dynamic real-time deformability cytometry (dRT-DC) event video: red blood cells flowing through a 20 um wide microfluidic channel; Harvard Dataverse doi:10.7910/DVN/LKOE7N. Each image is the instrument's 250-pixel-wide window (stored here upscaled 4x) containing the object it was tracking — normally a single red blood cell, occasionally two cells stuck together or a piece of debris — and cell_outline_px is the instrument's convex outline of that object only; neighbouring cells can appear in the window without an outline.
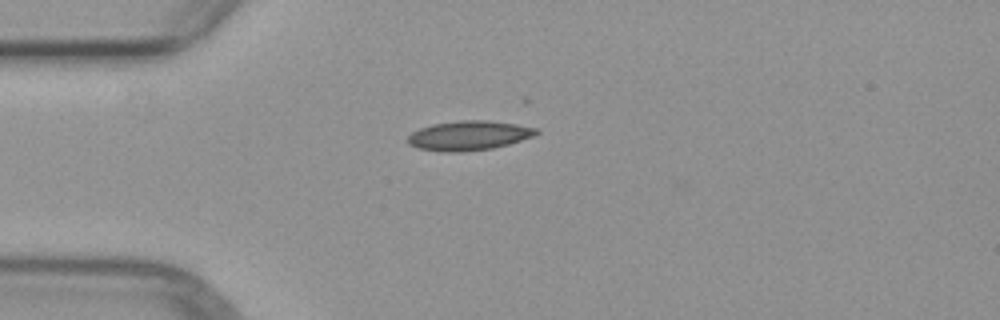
{"species": "common noctule bat (a hibernating species)", "species_latin": "Nyctalus noctula", "temperature_condition": "warm", "stored_images_in_passage": 1, "camera_frame_rate_fps": 3000, "um_per_image_px": 0.085, "animal": {"sex": "female", "body_mass_g": 29.2, "forearm_length_mm": 56.3}, "frame": {"image": 1, "passage_image": 1, "time_ms": 0.0, "image_size_px": [1000, 320], "cell_outline_px": [[540, 132], [532, 136], [508, 144], [492, 148], [460, 152], [444, 152], [416, 148], [408, 144], [408, 136], [412, 132], [420, 128], [432, 124], [460, 120], [488, 120], [516, 124], [540, 128]], "centroid_in_image_um": [39.84, 11.51], "position_along_channel_um": 45.2, "area_um2": 22.14}}